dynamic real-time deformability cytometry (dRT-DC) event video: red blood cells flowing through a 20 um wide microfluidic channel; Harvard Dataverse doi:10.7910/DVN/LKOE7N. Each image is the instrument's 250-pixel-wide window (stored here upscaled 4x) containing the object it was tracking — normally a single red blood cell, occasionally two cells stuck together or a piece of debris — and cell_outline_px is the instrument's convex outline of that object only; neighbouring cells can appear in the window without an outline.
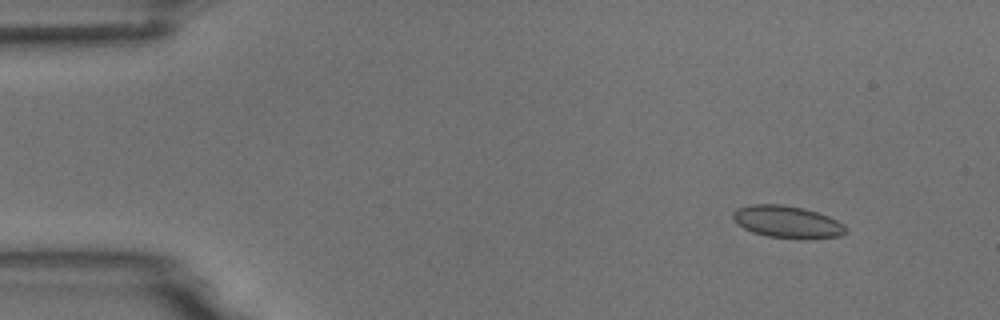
{"species": "common noctule bat (a hibernating species)", "species_latin": "Nyctalus noctula", "temperature_condition": "room temperature", "stored_images_in_passage": 5, "camera_frame_rate_fps": 3000, "um_per_image_px": 0.085, "animal": {"sex": "male", "body_mass_g": 18.8}, "frame": {"image": 1, "passage_image": 2, "time_ms": 0.333, "image_size_px": [1000, 320], "cell_outline_px": [[848, 232], [840, 236], [804, 240], [768, 236], [752, 232], [736, 224], [732, 220], [732, 212], [736, 208], [752, 204], [780, 204], [804, 208], [828, 216], [844, 224]], "centroid_in_image_um": [66.9, 18.87], "position_along_channel_um": 18.1, "area_um2": 21.5}}
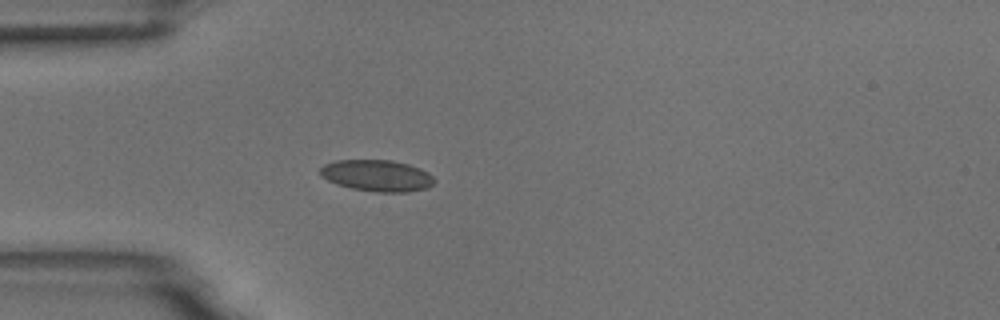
{"frame": {"image": 2, "passage_image": 5, "time_ms": 1.333, "image_size_px": [1000, 320], "cell_outline_px": [[436, 180], [428, 188], [408, 192], [376, 192], [352, 188], [336, 184], [320, 176], [320, 168], [324, 164], [336, 160], [392, 160], [408, 164], [420, 168], [428, 172]], "centroid_in_image_um": [32.05, 14.92], "position_along_channel_um": 53.0, "area_um2": 21.04}}